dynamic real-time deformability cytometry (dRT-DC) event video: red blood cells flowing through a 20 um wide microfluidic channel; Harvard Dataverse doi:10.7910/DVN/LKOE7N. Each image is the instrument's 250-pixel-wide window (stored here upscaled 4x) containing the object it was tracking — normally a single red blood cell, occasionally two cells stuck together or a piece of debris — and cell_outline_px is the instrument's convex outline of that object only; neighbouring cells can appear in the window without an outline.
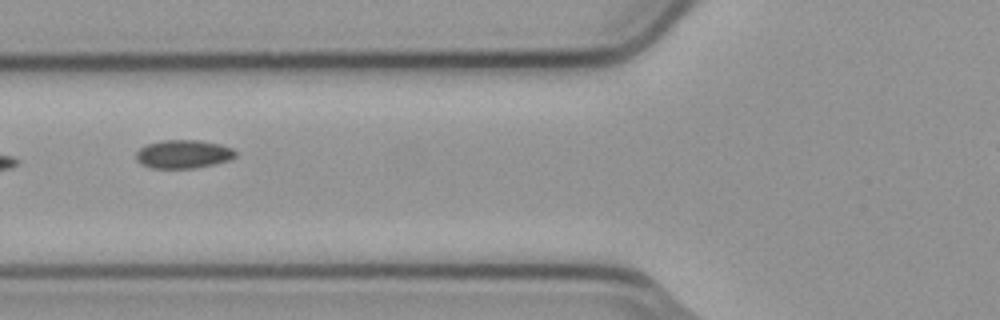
{"species": "common noctule bat (a hibernating species)", "species_latin": "Nyctalus noctula", "temperature_condition": "cold", "stored_images_in_passage": 4, "camera_frame_rate_fps": 3000, "um_per_image_px": 0.085, "animal": {"sex": "male", "body_mass_g": 23.1, "forearm_length_mm": 52.7}, "frame": {"image": 1, "passage_image": 3, "time_ms": 0.667, "image_size_px": [1000, 320], "cell_outline_px": [[236, 156], [228, 160], [212, 164], [192, 168], [152, 168], [140, 164], [136, 160], [136, 152], [140, 148], [148, 144], [160, 140], [200, 140], [220, 144], [232, 148], [236, 152]], "centroid_in_image_um": [15.55, 13.09], "position_along_channel_um": 110.2, "area_um2": 16.42}}
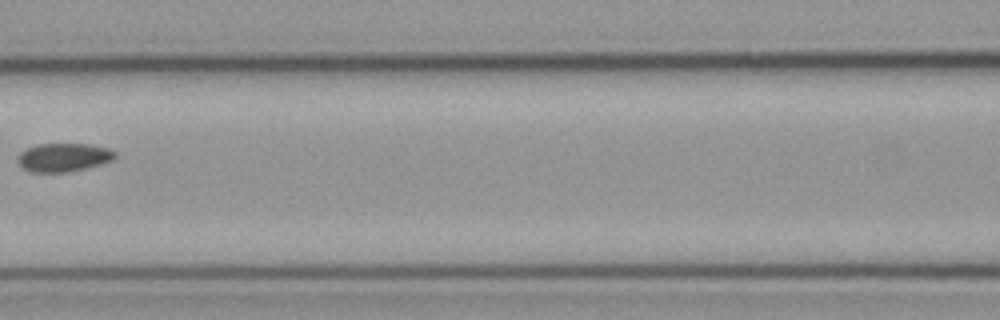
{"frame": {"image": 2, "passage_image": 4, "time_ms": 1.0, "image_size_px": [1000, 320], "cell_outline_px": [[116, 156], [112, 160], [100, 164], [84, 168], [64, 172], [32, 172], [24, 168], [16, 160], [16, 156], [20, 152], [36, 144], [92, 144], [108, 148], [116, 152]], "centroid_in_image_um": [5.39, 13.36], "position_along_channel_um": 161.2, "area_um2": 16.07}}